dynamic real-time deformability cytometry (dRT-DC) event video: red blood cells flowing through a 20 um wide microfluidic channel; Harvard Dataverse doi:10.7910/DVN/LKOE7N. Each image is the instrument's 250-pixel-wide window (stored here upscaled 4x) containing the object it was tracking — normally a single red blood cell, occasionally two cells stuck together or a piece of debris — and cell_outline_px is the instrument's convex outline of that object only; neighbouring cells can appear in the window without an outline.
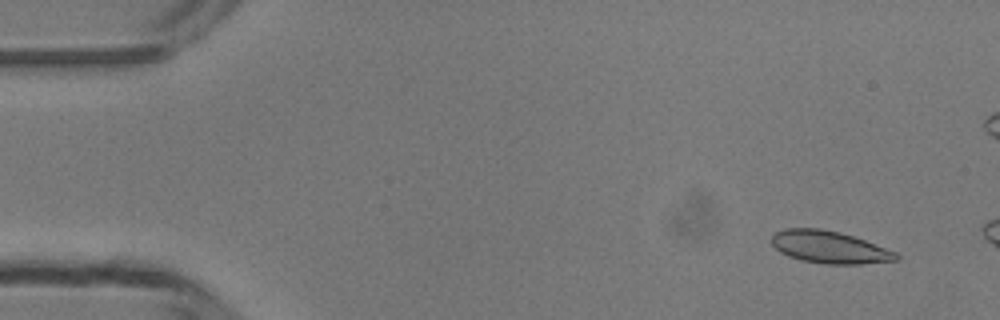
{"species": "common noctule bat (a hibernating species)", "species_latin": "Nyctalus noctula", "temperature_condition": "room temperature", "stored_images_in_passage": 10, "camera_frame_rate_fps": 3000, "um_per_image_px": 0.085, "animal": {"sex": "male", "body_mass_g": 13.3}, "frame": {"image": 1, "passage_image": 4, "time_ms": 1.0, "image_size_px": [1000, 320], "cell_outline_px": [[900, 260], [860, 264], [828, 264], [800, 260], [788, 256], [780, 252], [772, 244], [772, 236], [776, 232], [784, 228], [820, 228], [840, 232], [864, 240], [896, 252], [900, 256]], "centroid_in_image_um": [70.5, 21.01], "position_along_channel_um": 14.5, "area_um2": 23.41}}